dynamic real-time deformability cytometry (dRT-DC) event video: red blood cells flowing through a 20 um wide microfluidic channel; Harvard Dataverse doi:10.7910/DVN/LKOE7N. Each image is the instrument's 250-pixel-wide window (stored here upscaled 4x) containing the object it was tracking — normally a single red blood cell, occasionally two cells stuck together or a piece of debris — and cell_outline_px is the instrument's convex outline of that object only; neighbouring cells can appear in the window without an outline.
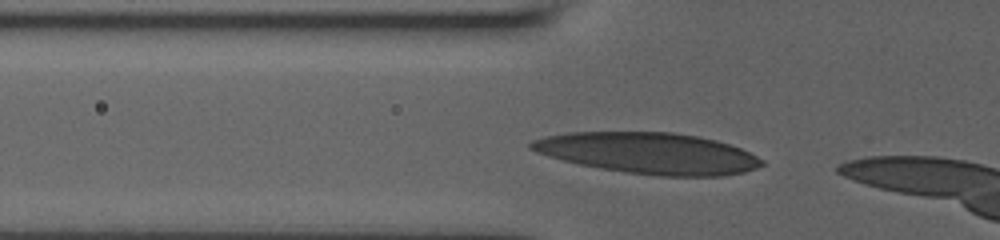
{"species": "human", "species_latin": "Homo sapiens", "temperature_condition": "room temperature", "stored_images_in_passage": 18, "camera_frame_rate_fps": 3000, "um_per_image_px": 0.085, "donor": {"sex": "male"}, "frame": {"image": 1, "passage_image": 3, "time_ms": 0.333, "image_size_px": [1000, 240], "cell_outline_px": [[764, 164], [756, 168], [744, 172], [724, 176], [660, 176], [628, 172], [600, 168], [580, 164], [548, 156], [536, 152], [528, 148], [528, 144], [532, 140], [544, 136], [568, 132], [672, 132], [696, 136], [716, 140], [740, 148], [764, 160]], "centroid_in_image_um": [55.11, 13.01], "position_along_channel_um": 70.7, "area_um2": 55.14}}
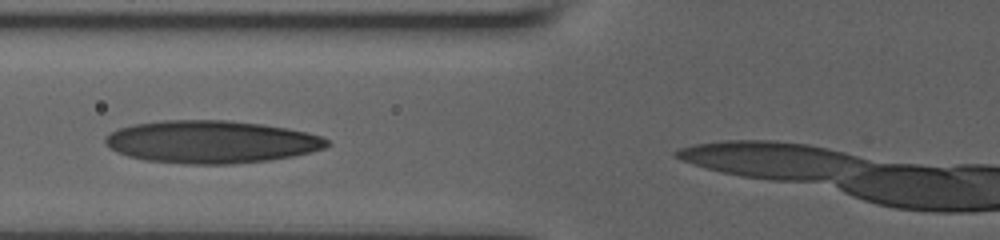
{"frame": {"image": 2, "passage_image": 8, "time_ms": 1.333, "image_size_px": [1000, 240], "cell_outline_px": [[332, 144], [324, 148], [292, 156], [268, 160], [232, 164], [184, 164], [144, 160], [128, 156], [104, 144], [104, 140], [112, 132], [120, 128], [132, 124], [164, 120], [228, 120], [260, 124], [288, 128], [320, 136], [328, 140]], "centroid_in_image_um": [17.95, 12.06], "position_along_channel_um": 107.9, "area_um2": 54.79}}
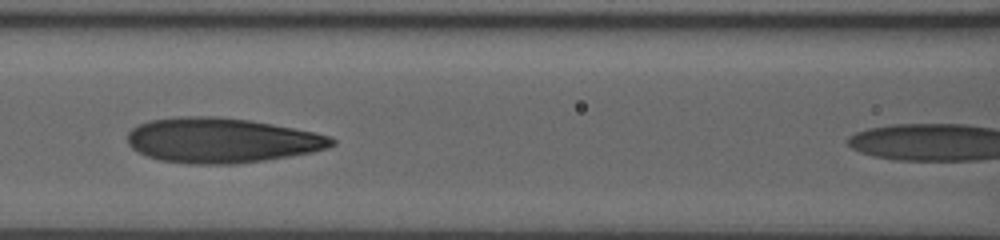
{"frame": {"image": 3, "passage_image": 13, "time_ms": 2.333, "image_size_px": [1000, 240], "cell_outline_px": [[336, 144], [328, 148], [312, 152], [264, 160], [232, 164], [188, 164], [160, 160], [148, 156], [132, 148], [128, 144], [128, 132], [132, 128], [140, 124], [152, 120], [184, 116], [212, 116], [248, 120], [272, 124], [332, 136], [336, 140]], "centroid_in_image_um": [18.84, 11.93], "position_along_channel_um": 147.8, "area_um2": 53.18}}